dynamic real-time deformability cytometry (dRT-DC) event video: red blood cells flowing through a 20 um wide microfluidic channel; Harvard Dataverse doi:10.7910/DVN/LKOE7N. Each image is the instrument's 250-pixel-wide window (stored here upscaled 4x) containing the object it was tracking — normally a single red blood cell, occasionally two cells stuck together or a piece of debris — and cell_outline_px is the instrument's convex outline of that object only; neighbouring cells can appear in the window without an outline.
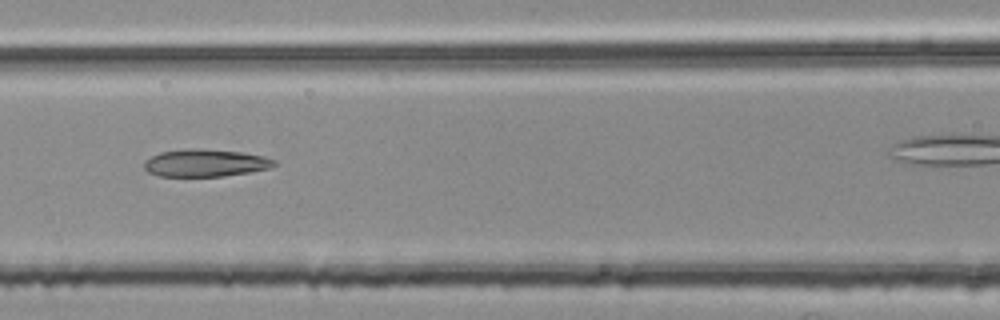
{"species": "common noctule bat (a hibernating species)", "species_latin": "Nyctalus noctula", "temperature_condition": "room temperature", "stored_images_in_passage": 8, "camera_frame_rate_fps": 3000, "um_per_image_px": 0.085, "animal": {"sex": "female", "body_mass_g": 25.1}, "frame": {"image": 1, "passage_image": 5, "time_ms": 1.333, "image_size_px": [1000, 320], "cell_outline_px": [[276, 164], [268, 168], [248, 172], [224, 176], [160, 176], [148, 172], [144, 168], [144, 160], [160, 152], [184, 148], [204, 148], [240, 152], [264, 156], [276, 160]], "centroid_in_image_um": [17.42, 13.83], "position_along_channel_um": 149.2, "area_um2": 20.87}}